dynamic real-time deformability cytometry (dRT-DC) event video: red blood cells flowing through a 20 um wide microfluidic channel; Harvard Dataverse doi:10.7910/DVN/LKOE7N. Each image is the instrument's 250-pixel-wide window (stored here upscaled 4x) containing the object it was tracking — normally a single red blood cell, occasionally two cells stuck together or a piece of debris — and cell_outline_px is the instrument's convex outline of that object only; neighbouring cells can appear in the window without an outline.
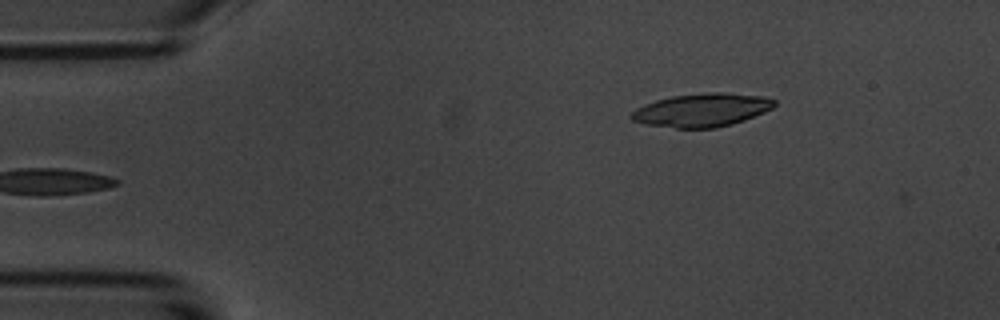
{"species": "common noctule bat (a hibernating species)", "species_latin": "Nyctalus noctula", "temperature_condition": "room temperature", "stored_images_in_passage": 6, "camera_frame_rate_fps": 3000, "um_per_image_px": 0.085, "animal": {"sex": "male", "body_mass_g": 20.1, "forearm_length_mm": 53.5}, "frame": {"image": 1, "passage_image": 6, "time_ms": 5.667, "image_size_px": [1000, 320], "cell_outline_px": [[776, 104], [772, 108], [764, 112], [744, 120], [732, 124], [716, 128], [676, 128], [644, 124], [632, 120], [628, 116], [636, 108], [644, 104], [656, 100], [672, 96], [716, 92], [724, 92], [764, 96], [776, 100]], "centroid_in_image_um": [59.65, 9.36], "position_along_channel_um": 25.3, "area_um2": 27.8}}